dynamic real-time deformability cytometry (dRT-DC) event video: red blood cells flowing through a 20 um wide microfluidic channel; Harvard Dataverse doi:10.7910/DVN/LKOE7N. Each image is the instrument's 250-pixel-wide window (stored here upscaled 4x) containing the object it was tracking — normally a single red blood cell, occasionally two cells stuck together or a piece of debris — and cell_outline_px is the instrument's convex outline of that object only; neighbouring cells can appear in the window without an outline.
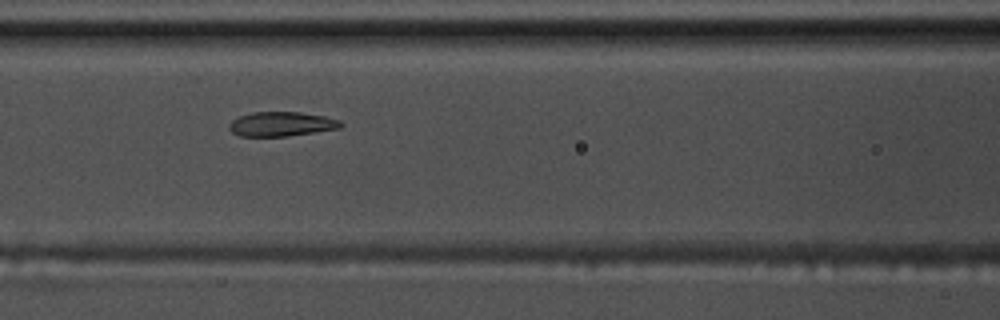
{"species": "common noctule bat (a hibernating species)", "species_latin": "Nyctalus noctula", "temperature_condition": "warm", "stored_images_in_passage": 18, "camera_frame_rate_fps": 3000, "um_per_image_px": 0.085, "animal": {"sex": "male", "body_mass_g": 17.5, "forearm_length_mm": 52.3}, "frame": {"image": 1, "passage_image": 6, "time_ms": 1.667, "image_size_px": [1000, 320], "cell_outline_px": [[344, 124], [340, 128], [288, 136], [240, 136], [232, 132], [228, 128], [228, 124], [232, 120], [240, 116], [252, 112], [300, 112], [324, 116], [340, 120]], "centroid_in_image_um": [23.92, 10.54], "position_along_channel_um": 142.7, "area_um2": 15.9}}
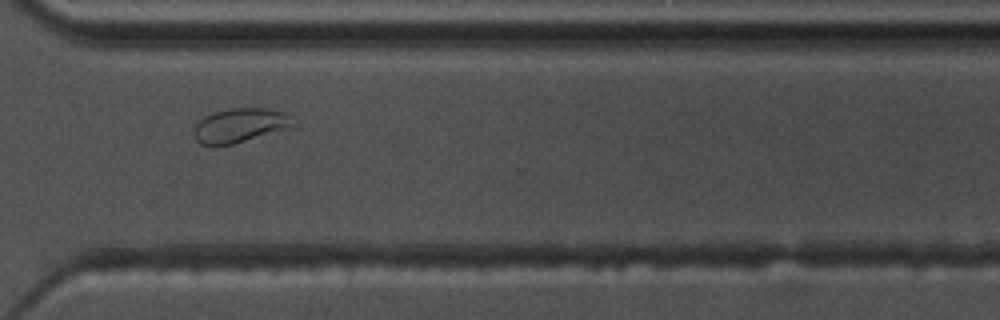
{"frame": {"image": 2, "passage_image": 13, "time_ms": 4.0, "image_size_px": [1000, 320], "cell_outline_px": [[300, 124], [296, 128], [216, 148], [212, 148], [200, 144], [196, 140], [192, 132], [196, 124], [204, 116], [212, 112], [228, 108], [264, 108], [284, 112]], "centroid_in_image_um": [20.44, 10.69], "position_along_channel_um": 350.2, "area_um2": 20.81}}